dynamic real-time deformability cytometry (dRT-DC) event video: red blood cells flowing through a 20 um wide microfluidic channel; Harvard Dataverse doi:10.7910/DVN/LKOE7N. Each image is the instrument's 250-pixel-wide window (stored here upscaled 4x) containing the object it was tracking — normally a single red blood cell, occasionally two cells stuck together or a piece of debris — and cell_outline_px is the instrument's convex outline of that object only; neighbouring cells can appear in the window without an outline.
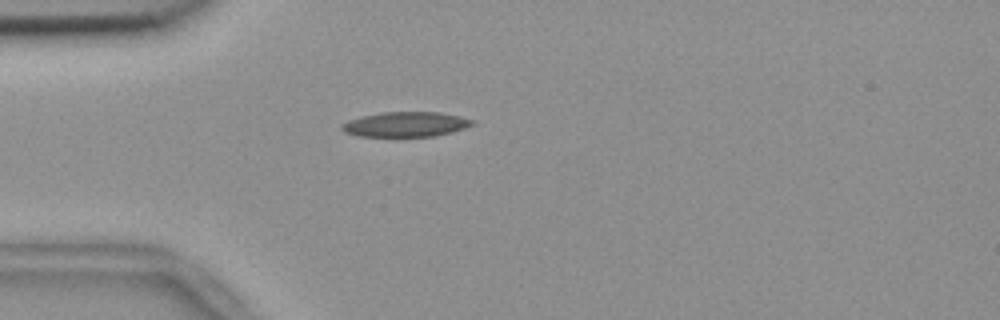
{"species": "common noctule bat (a hibernating species)", "species_latin": "Nyctalus noctula", "temperature_condition": "room temperature", "stored_images_in_passage": 41, "camera_frame_rate_fps": 3000, "um_per_image_px": 0.085, "animal": {"sex": "female", "body_mass_g": 18.4}, "frame": {"image": 1, "passage_image": 1, "time_ms": 0.0, "image_size_px": [1000, 320], "cell_outline_px": [[476, 124], [452, 132], [432, 136], [356, 136], [344, 132], [340, 128], [340, 124], [348, 120], [364, 116], [384, 112], [436, 112], [460, 116], [476, 120]], "centroid_in_image_um": [34.49, 10.57], "position_along_channel_um": 50.5, "area_um2": 18.96}}
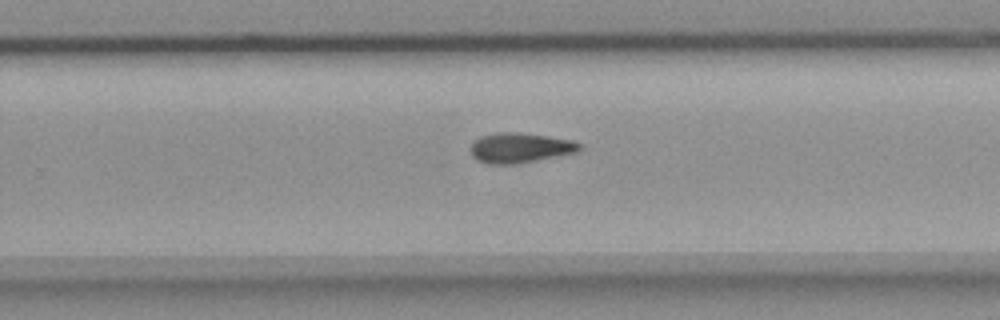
{"frame": {"image": 2, "passage_image": 21, "time_ms": 6.667, "image_size_px": [1000, 320], "cell_outline_px": [[584, 148], [576, 152], [512, 164], [488, 164], [476, 160], [472, 156], [472, 144], [476, 140], [484, 136], [504, 132], [516, 132], [548, 136], [572, 140], [580, 144]], "centroid_in_image_um": [44.22, 12.56], "position_along_channel_um": 285.6, "area_um2": 18.55}}
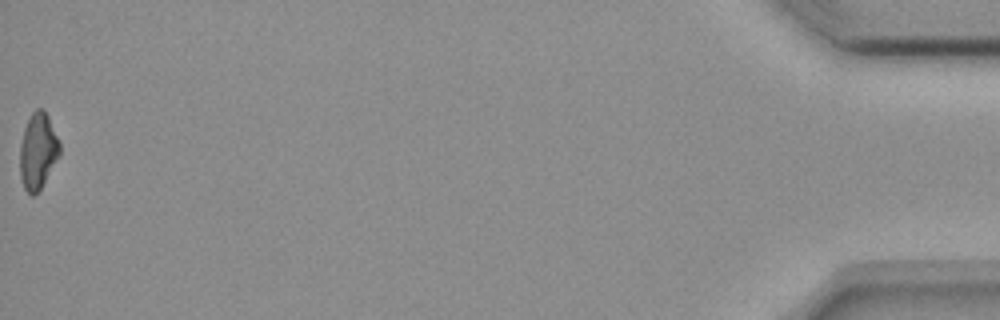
{"frame": {"image": 3, "passage_image": 41, "time_ms": 13.333, "image_size_px": [1000, 320], "cell_outline_px": [[60, 156], [40, 188], [32, 196], [24, 188], [20, 176], [20, 148], [24, 128], [32, 112], [36, 108], [44, 108], [48, 116], [60, 144]], "centroid_in_image_um": [3.22, 12.82], "position_along_channel_um": 432.0, "area_um2": 17.46}, "authors_computed_cell_mechanics": {"area_um2": 18.5538, "velocity_mm_per_s": 3.6952, "shape_relaxation_time_tau1_ms": null, "shape_relaxation_time_tau2_ms": 8.2559, "deformation_change_tau1": null, "deformation_change_tau2": 0.1674}}